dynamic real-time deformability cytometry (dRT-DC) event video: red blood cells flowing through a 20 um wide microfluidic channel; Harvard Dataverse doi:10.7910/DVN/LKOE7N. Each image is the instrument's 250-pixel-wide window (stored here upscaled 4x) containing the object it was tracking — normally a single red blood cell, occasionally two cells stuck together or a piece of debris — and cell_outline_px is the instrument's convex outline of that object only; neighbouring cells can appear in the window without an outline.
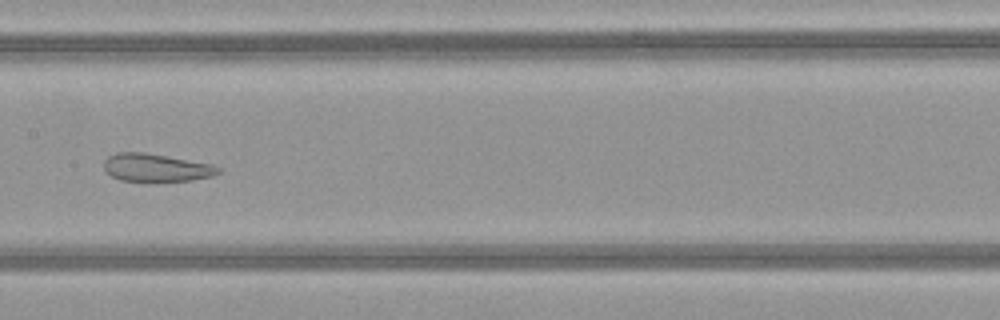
{"species": "common noctule bat (a hibernating species)", "species_latin": "Nyctalus noctula", "temperature_condition": "warm", "stored_images_in_passage": 35, "camera_frame_rate_fps": 3000, "um_per_image_px": 0.085, "animal": {"sex": "female", "body_mass_g": 21.9}, "frame": {"image": 1, "passage_image": 18, "time_ms": 5.667, "image_size_px": [1000, 320], "cell_outline_px": [[220, 172], [212, 176], [192, 180], [156, 184], [152, 184], [120, 180], [112, 176], [104, 168], [104, 160], [108, 156], [116, 152], [144, 152], [212, 164], [220, 168]], "centroid_in_image_um": [13.26, 14.29], "position_along_channel_um": 194.1, "area_um2": 19.31}}
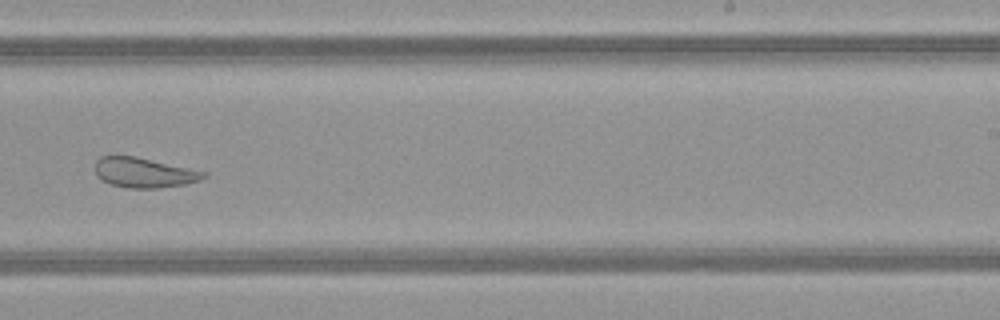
{"frame": {"image": 2, "passage_image": 24, "time_ms": 7.667, "image_size_px": [1000, 320], "cell_outline_px": [[208, 176], [200, 180], [184, 184], [156, 188], [128, 188], [112, 184], [96, 176], [96, 160], [100, 156], [136, 156], [208, 172]], "centroid_in_image_um": [12.27, 14.66], "position_along_channel_um": 276.7, "area_um2": 18.84}}
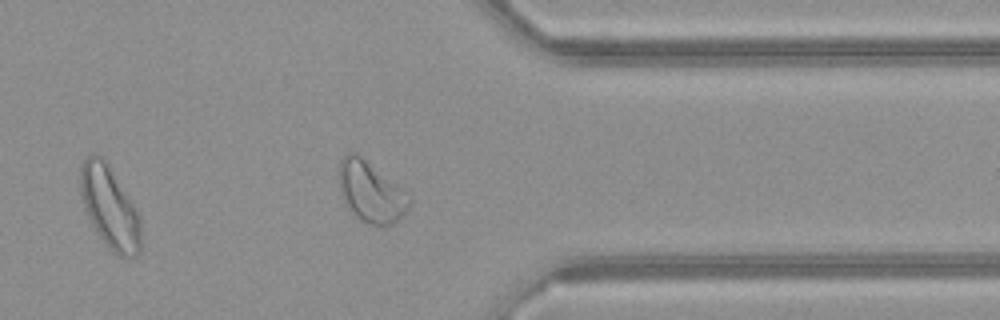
{"frame": {"image": 3, "passage_image": 32, "time_ms": 10.333, "image_size_px": [1000, 320], "cell_outline_px": [[412, 200], [408, 208], [392, 224], [384, 228], [368, 224], [360, 220], [344, 204], [336, 176], [340, 160], [348, 152], [356, 152], [404, 188], [412, 196]], "centroid_in_image_um": [31.51, 16.3], "position_along_channel_um": 379.9, "area_um2": 25.66}, "authors_computed_cell_mechanics": {"area_um2": 21.7906, "velocity_mm_per_s": 4.1588, "shape_relaxation_time_tau1_ms": null, "shape_relaxation_time_tau2_ms": 1.3676, "deformation_change_tau1": null, "deformation_change_tau2": 0.0922}}